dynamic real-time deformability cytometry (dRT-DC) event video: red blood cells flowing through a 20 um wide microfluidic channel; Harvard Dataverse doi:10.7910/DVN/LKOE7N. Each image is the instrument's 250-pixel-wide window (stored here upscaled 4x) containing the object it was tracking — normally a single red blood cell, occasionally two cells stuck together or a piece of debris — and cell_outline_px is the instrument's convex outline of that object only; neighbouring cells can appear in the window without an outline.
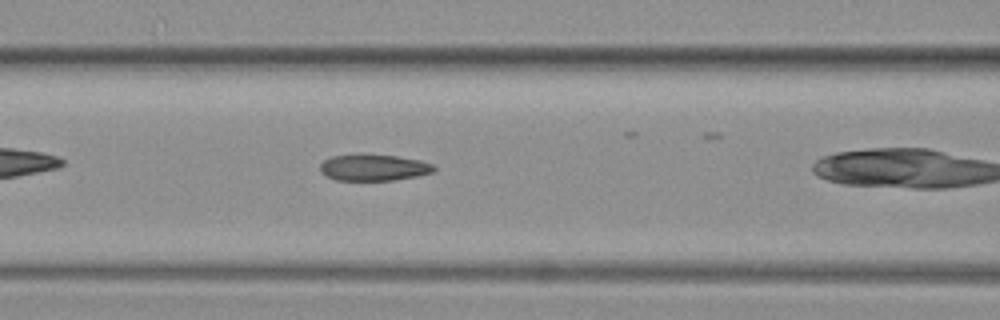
{"species": "common noctule bat (a hibernating species)", "species_latin": "Nyctalus noctula", "temperature_condition": "warm", "stored_images_in_passage": 8, "camera_frame_rate_fps": 3000, "um_per_image_px": 0.085, "animal": {"sex": "female", "body_mass_g": 19.3, "forearm_length_mm": 54.1}, "frame": {"image": 1, "passage_image": 7, "time_ms": 2.0, "image_size_px": [1000, 320], "cell_outline_px": [[436, 168], [432, 172], [416, 176], [392, 180], [336, 180], [320, 172], [320, 164], [324, 160], [332, 156], [396, 156], [420, 160], [432, 164]], "centroid_in_image_um": [31.77, 14.26], "position_along_channel_um": 134.8, "area_um2": 16.88}}